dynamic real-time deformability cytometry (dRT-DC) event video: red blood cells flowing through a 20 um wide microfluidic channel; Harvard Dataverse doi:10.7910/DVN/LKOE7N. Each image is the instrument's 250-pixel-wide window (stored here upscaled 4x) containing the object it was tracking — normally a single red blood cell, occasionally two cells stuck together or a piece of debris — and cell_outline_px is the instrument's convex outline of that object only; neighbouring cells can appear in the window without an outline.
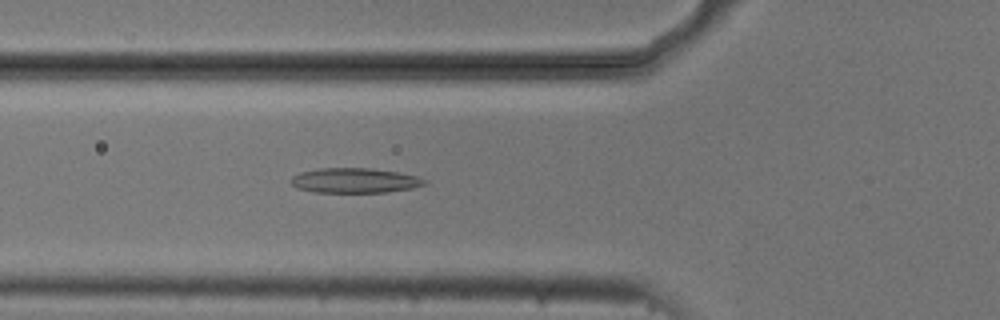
{"species": "common noctule bat (a hibernating species)", "species_latin": "Nyctalus noctula", "temperature_condition": "cold", "stored_images_in_passage": 53, "camera_frame_rate_fps": 3000, "um_per_image_px": 0.085, "animal": {"sex": "male", "body_mass_g": 20.5, "forearm_length_mm": 52.5}, "frame": {"image": 1, "passage_image": 19, "time_ms": 6.0, "image_size_px": [1000, 320], "cell_outline_px": [[428, 184], [412, 188], [388, 192], [316, 192], [296, 188], [288, 180], [292, 176], [300, 172], [320, 168], [372, 168], [396, 172], [416, 176], [428, 180]], "centroid_in_image_um": [30.14, 15.34], "position_along_channel_um": 95.7, "area_um2": 19.48}}
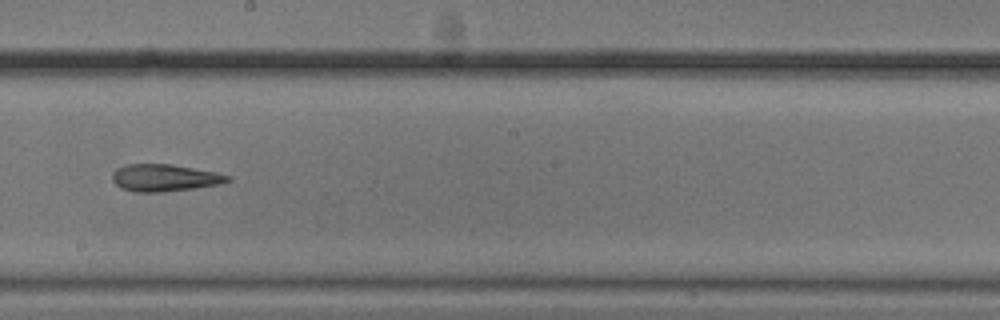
{"frame": {"image": 2, "passage_image": 30, "time_ms": 9.667, "image_size_px": [1000, 320], "cell_outline_px": [[232, 180], [220, 184], [164, 192], [132, 192], [120, 188], [112, 180], [112, 172], [116, 168], [124, 164], [172, 164], [216, 172], [232, 176]], "centroid_in_image_um": [13.97, 15.11], "position_along_channel_um": 234.2, "area_um2": 18.44}}
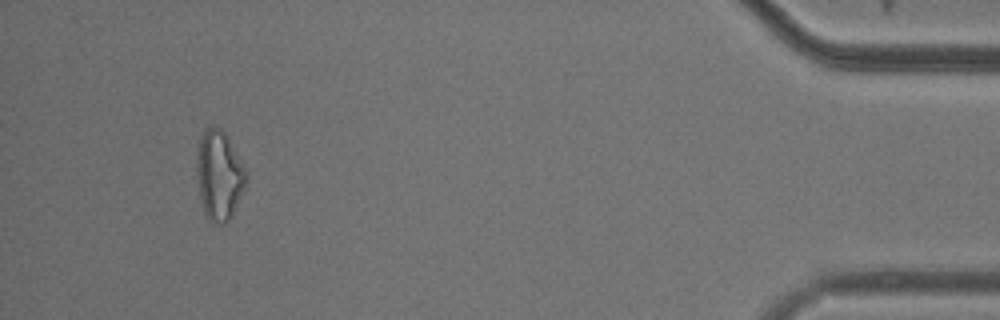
{"frame": {"image": 3, "passage_image": 50, "time_ms": 16.333, "image_size_px": [1000, 320], "cell_outline_px": [[248, 176], [244, 188], [232, 216], [224, 224], [212, 224], [208, 220], [204, 212], [200, 196], [196, 176], [196, 152], [200, 136], [204, 128], [220, 128], [224, 132], [248, 172]], "centroid_in_image_um": [18.61, 14.92], "position_along_channel_um": 416.6, "area_um2": 25.95}, "authors_computed_cell_mechanics": {"area_um2": 20.519, "velocity_mm_per_s": 3.7556, "shape_relaxation_time_tau1_ms": 4.6858, "shape_relaxation_time_tau2_ms": 2.6968, "deformation_change_tau1": 0.1164, "deformation_change_tau2": 0.1247}}